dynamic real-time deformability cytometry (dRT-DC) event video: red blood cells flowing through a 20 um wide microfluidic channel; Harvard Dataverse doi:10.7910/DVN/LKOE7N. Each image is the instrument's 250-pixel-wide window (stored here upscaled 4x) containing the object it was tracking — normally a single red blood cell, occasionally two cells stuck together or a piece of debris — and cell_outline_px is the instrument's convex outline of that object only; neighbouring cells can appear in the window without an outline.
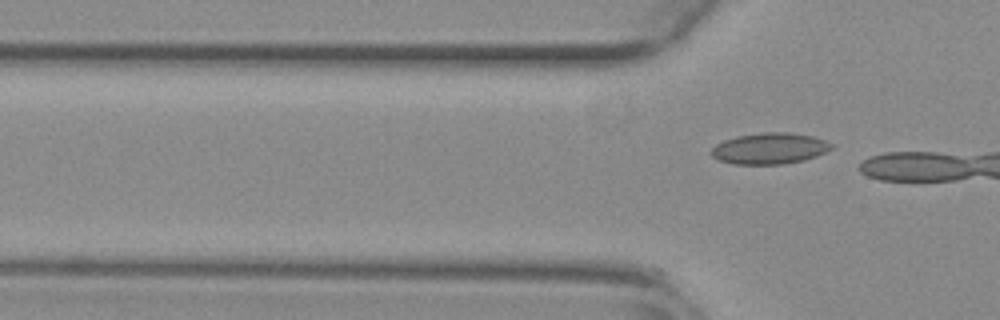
{"species": "common noctule bat (a hibernating species)", "species_latin": "Nyctalus noctula", "temperature_condition": "warm", "stored_images_in_passage": 13, "camera_frame_rate_fps": 3000, "um_per_image_px": 0.085, "animal": {"sex": "female", "body_mass_g": 29.2, "forearm_length_mm": 56.3}, "frame": {"image": 1, "passage_image": 13, "time_ms": 4.0, "image_size_px": [1000, 320], "cell_outline_px": [[832, 148], [816, 156], [804, 160], [784, 164], [732, 164], [720, 160], [712, 156], [708, 152], [716, 144], [724, 140], [736, 136], [764, 132], [788, 132], [812, 136], [824, 140], [832, 144]], "centroid_in_image_um": [65.38, 12.62], "position_along_channel_um": 60.4, "area_um2": 21.79}}